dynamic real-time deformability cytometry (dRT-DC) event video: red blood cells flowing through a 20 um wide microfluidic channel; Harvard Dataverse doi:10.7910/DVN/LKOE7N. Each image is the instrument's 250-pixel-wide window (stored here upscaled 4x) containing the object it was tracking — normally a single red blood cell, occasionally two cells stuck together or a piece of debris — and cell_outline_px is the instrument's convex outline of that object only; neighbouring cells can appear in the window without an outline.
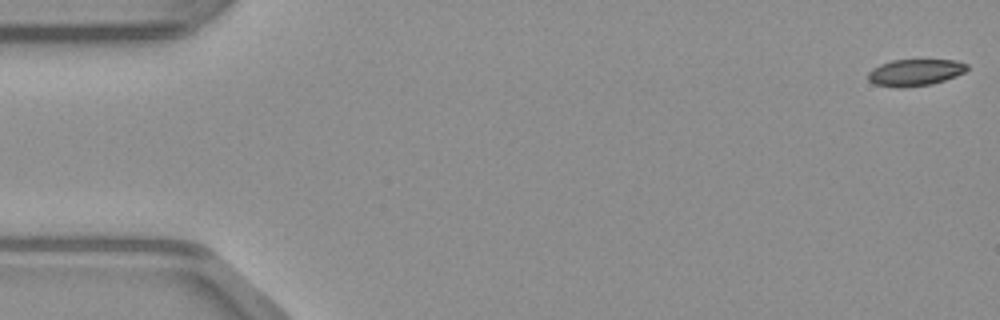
{"species": "common noctule bat (a hibernating species)", "species_latin": "Nyctalus noctula", "temperature_condition": "warm", "stored_images_in_passage": 49, "camera_frame_rate_fps": 3000, "um_per_image_px": 0.085, "animal": {"sex": "male", "body_mass_g": 23.1, "forearm_length_mm": 52.7}, "frame": {"image": 1, "passage_image": 1, "time_ms": 0.0, "image_size_px": [1000, 320], "cell_outline_px": [[968, 68], [964, 72], [956, 76], [932, 84], [904, 88], [896, 88], [876, 84], [868, 80], [868, 72], [872, 68], [880, 64], [892, 60], [956, 60], [968, 64]], "centroid_in_image_um": [77.77, 6.16], "position_along_channel_um": 7.2, "area_um2": 15.49}}
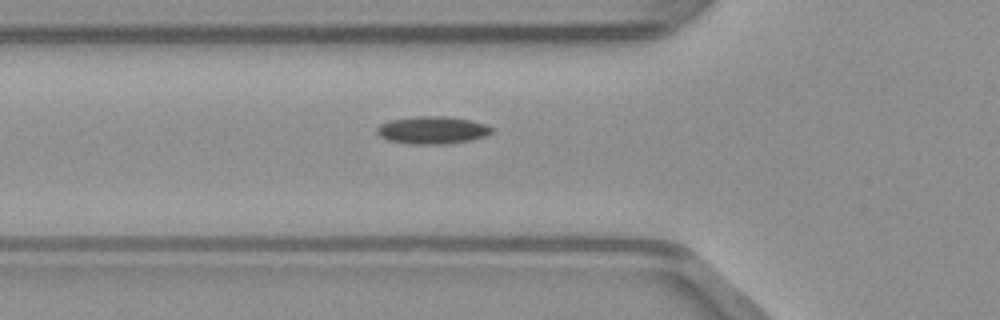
{"frame": {"image": 2, "passage_image": 17, "time_ms": 5.333, "image_size_px": [1000, 320], "cell_outline_px": [[492, 132], [488, 136], [468, 140], [444, 144], [408, 144], [388, 140], [380, 136], [376, 132], [376, 128], [380, 124], [392, 120], [416, 116], [444, 116], [472, 120], [488, 124], [492, 128]], "centroid_in_image_um": [36.77, 11.06], "position_along_channel_um": 89.0, "area_um2": 18.5}}
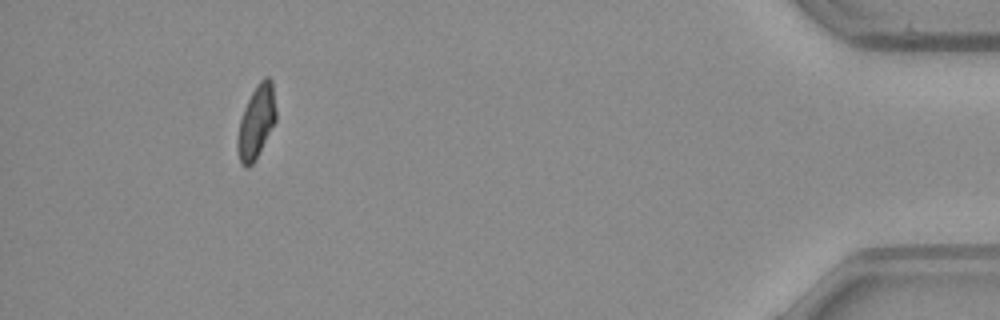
{"frame": {"image": 3, "passage_image": 45, "time_ms": 14.667, "image_size_px": [1000, 320], "cell_outline_px": [[276, 120], [252, 164], [248, 168], [244, 168], [240, 164], [236, 148], [236, 140], [240, 120], [244, 108], [256, 84], [264, 76], [268, 76], [272, 80], [276, 112]], "centroid_in_image_um": [21.76, 10.36], "position_along_channel_um": 413.4, "area_um2": 16.36}}